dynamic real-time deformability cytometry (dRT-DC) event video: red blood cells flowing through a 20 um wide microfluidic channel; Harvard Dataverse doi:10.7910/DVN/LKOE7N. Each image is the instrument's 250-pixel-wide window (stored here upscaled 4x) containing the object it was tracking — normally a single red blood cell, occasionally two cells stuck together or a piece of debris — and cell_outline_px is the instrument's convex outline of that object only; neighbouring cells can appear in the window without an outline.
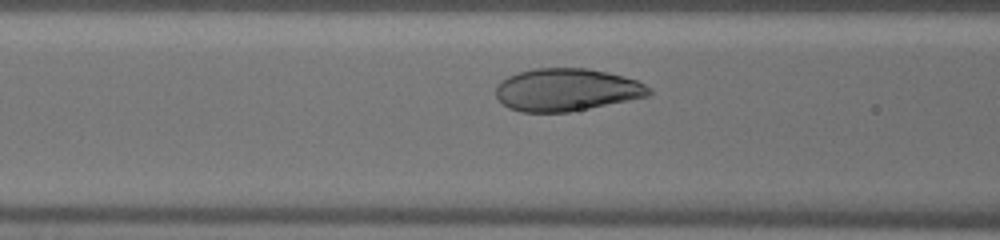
{"species": "human", "species_latin": "Homo sapiens", "temperature_condition": "warm", "stored_images_in_passage": 31, "camera_frame_rate_fps": 3000, "um_per_image_px": 0.085, "donor": {"sex": "male"}, "frame": {"image": 1, "passage_image": 12, "time_ms": 3.667, "image_size_px": [1000, 240], "cell_outline_px": [[652, 92], [648, 96], [568, 112], [520, 112], [508, 108], [496, 96], [496, 84], [500, 80], [508, 76], [532, 68], [588, 68], [608, 72], [624, 76], [636, 80], [652, 88]], "centroid_in_image_um": [48.14, 7.62], "position_along_channel_um": 118.5, "area_um2": 38.03}}
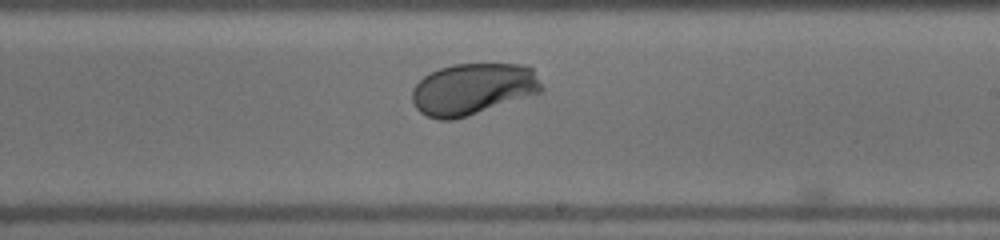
{"frame": {"image": 2, "passage_image": 21, "time_ms": 6.667, "image_size_px": [1000, 240], "cell_outline_px": [[544, 88], [540, 92], [452, 120], [440, 120], [428, 116], [420, 112], [416, 108], [412, 100], [412, 88], [424, 76], [440, 68], [452, 64], [524, 64], [532, 68]], "centroid_in_image_um": [40.17, 7.55], "position_along_channel_um": 248.8, "area_um2": 38.38}}
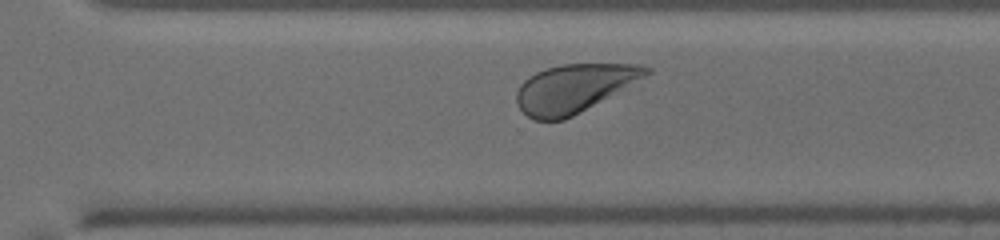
{"frame": {"image": 3, "passage_image": 26, "time_ms": 8.333, "image_size_px": [1000, 240], "cell_outline_px": [[652, 72], [572, 116], [564, 120], [536, 120], [528, 116], [516, 104], [516, 92], [520, 84], [528, 76], [536, 72], [548, 68], [564, 64], [644, 64], [652, 68]], "centroid_in_image_um": [48.75, 7.49], "position_along_channel_um": 321.8, "area_um2": 35.84}}